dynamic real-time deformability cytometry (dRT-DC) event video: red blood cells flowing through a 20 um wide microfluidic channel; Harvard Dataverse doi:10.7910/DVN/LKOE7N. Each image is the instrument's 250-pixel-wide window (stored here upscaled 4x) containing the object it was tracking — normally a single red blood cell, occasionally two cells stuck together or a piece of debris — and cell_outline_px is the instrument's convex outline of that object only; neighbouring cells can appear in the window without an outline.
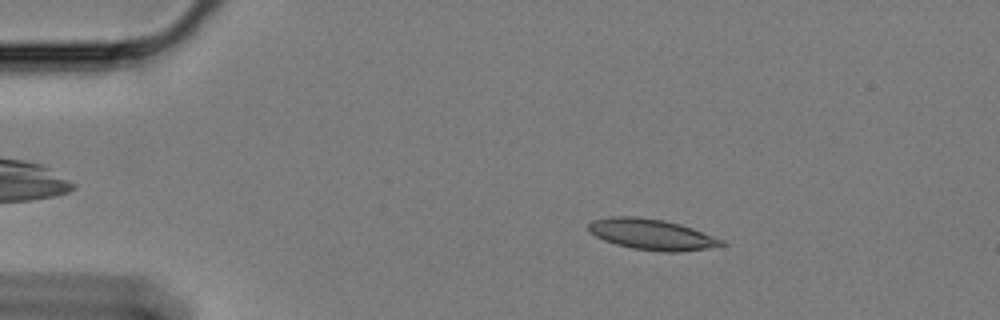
{"species": "Egyptian fruit bat (a non-hibernating species)", "species_latin": "Rousettus aegyptiacus", "temperature_condition": "cold", "stored_images_in_passage": 60, "camera_frame_rate_fps": 3000, "um_per_image_px": 0.085, "animal": {"sex": "female"}, "frame": {"image": 1, "passage_image": 11, "time_ms": 3.333, "image_size_px": [1000, 320], "cell_outline_px": [[728, 244], [704, 248], [676, 252], [664, 252], [632, 248], [616, 244], [604, 240], [588, 232], [588, 224], [592, 220], [608, 216], [636, 216], [664, 220], [680, 224], [692, 228], [724, 240]], "centroid_in_image_um": [55.35, 19.91], "position_along_channel_um": 29.6, "area_um2": 23.81}}
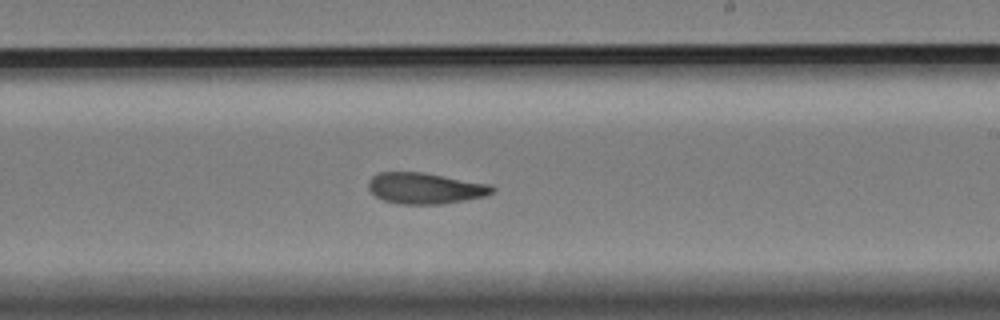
{"frame": {"image": 2, "passage_image": 36, "time_ms": 11.667, "image_size_px": [1000, 320], "cell_outline_px": [[496, 188], [488, 196], [440, 204], [400, 204], [384, 200], [376, 196], [368, 188], [368, 180], [372, 176], [380, 172], [424, 172], [492, 184]], "centroid_in_image_um": [36.17, 15.99], "position_along_channel_um": 252.8, "area_um2": 22.6}}
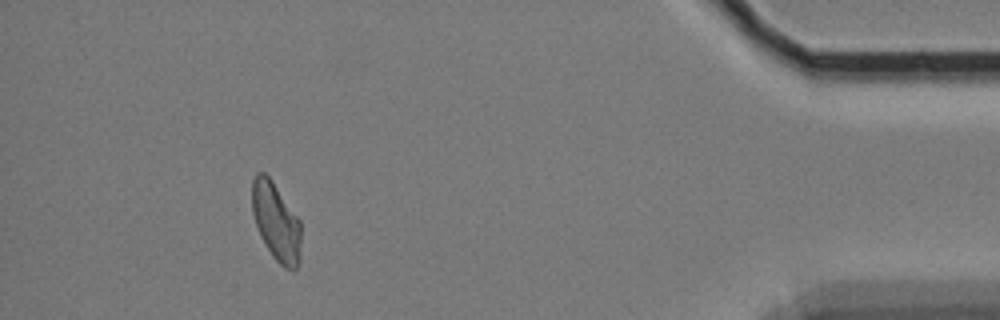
{"frame": {"image": 3, "passage_image": 55, "time_ms": 18.0, "image_size_px": [1000, 320], "cell_outline_px": [[300, 260], [296, 268], [284, 268], [272, 256], [260, 236], [252, 212], [252, 180], [256, 172], [264, 172], [272, 180], [300, 220]], "centroid_in_image_um": [23.45, 18.83], "position_along_channel_um": 411.7, "area_um2": 22.2}, "authors_computed_cell_mechanics": {"area_um2": 23.0044, "velocity_mm_per_s": 3.3665, "shape_relaxation_time_tau1_ms": null, "shape_relaxation_time_tau2_ms": 3.8268, "deformation_change_tau1": null, "deformation_change_tau2": 0.101}}